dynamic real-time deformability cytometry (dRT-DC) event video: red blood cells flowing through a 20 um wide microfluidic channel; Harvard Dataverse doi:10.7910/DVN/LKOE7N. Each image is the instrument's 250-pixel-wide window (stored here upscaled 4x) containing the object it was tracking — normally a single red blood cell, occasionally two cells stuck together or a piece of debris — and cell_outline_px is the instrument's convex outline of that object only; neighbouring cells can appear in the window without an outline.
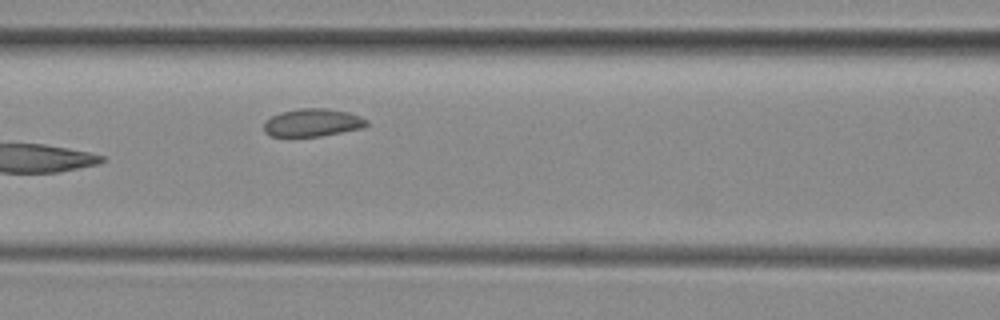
{"species": "common noctule bat (a hibernating species)", "species_latin": "Nyctalus noctula", "temperature_condition": "room temperature", "stored_images_in_passage": 5, "camera_frame_rate_fps": 3000, "um_per_image_px": 0.085, "animal": {"sex": "female", "body_mass_g": 29.2, "forearm_length_mm": 56.3}, "frame": {"image": 1, "passage_image": 5, "time_ms": 5.333, "image_size_px": [1000, 320], "cell_outline_px": [[368, 124], [364, 128], [320, 136], [272, 136], [264, 132], [264, 124], [272, 116], [280, 112], [300, 108], [328, 108], [348, 112], [360, 116], [368, 120]], "centroid_in_image_um": [26.6, 10.42], "position_along_channel_um": 140.0, "area_um2": 16.65}}